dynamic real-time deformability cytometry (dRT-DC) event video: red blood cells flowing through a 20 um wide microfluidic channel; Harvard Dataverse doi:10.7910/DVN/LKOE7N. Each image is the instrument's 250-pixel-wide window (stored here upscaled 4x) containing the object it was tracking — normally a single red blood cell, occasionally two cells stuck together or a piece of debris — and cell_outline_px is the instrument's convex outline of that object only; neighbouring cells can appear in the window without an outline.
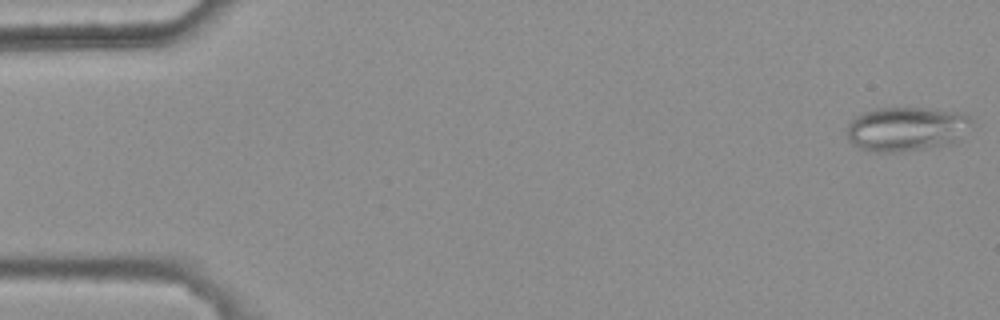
{"species": "common noctule bat (a hibernating species)", "species_latin": "Nyctalus noctula", "temperature_condition": "warm", "stored_images_in_passage": 14, "camera_frame_rate_fps": 3000, "um_per_image_px": 0.085, "animal": {"sex": "female", "body_mass_g": 25.1}, "frame": {"image": 1, "passage_image": 1, "time_ms": 0.0, "image_size_px": [1000, 320], "cell_outline_px": [[972, 124], [960, 140], [952, 144], [900, 152], [872, 152], [860, 148], [852, 144], [848, 140], [848, 124], [856, 116], [872, 108], [928, 108], [960, 112], [972, 116]], "centroid_in_image_um": [77.08, 10.96], "position_along_channel_um": 7.9, "area_um2": 32.66}}